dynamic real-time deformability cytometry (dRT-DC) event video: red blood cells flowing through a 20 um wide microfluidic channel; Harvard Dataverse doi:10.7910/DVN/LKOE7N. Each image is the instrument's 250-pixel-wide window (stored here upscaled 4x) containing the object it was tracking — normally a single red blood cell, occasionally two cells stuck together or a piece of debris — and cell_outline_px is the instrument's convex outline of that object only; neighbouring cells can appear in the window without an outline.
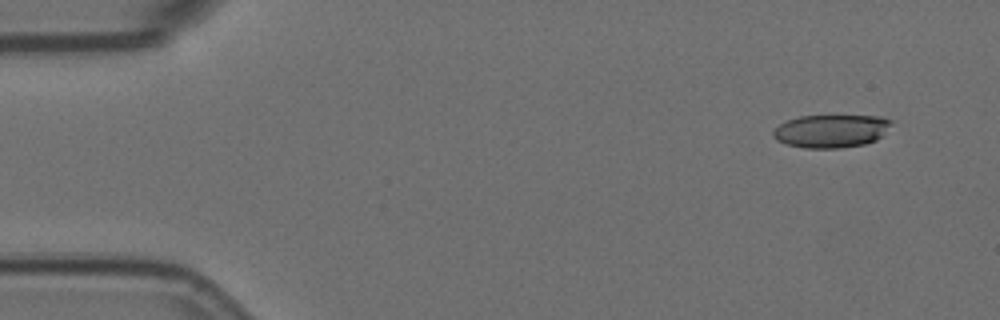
{"species": "Egyptian fruit bat (a non-hibernating species)", "species_latin": "Rousettus aegyptiacus", "temperature_condition": "room temperature", "stored_images_in_passage": 2, "camera_frame_rate_fps": 3000, "um_per_image_px": 0.085, "animal": {"sex": "female"}, "frame": {"image": 1, "passage_image": 2, "time_ms": 0.333, "image_size_px": [1000, 320], "cell_outline_px": [[892, 124], [876, 140], [864, 144], [840, 148], [804, 148], [788, 144], [776, 140], [772, 136], [772, 132], [780, 124], [788, 120], [800, 116], [880, 116], [892, 120]], "centroid_in_image_um": [70.64, 11.14], "position_along_channel_um": 14.4, "area_um2": 22.6}}